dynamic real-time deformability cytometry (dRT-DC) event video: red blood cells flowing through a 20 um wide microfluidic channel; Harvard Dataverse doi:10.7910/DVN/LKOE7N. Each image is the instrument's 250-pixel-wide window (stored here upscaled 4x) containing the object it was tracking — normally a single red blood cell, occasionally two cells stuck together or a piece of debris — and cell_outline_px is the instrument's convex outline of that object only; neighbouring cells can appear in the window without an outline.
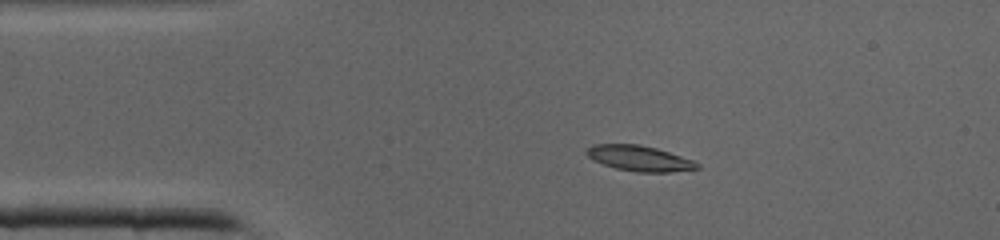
{"species": "common noctule bat (a hibernating species)", "species_latin": "Nyctalus noctula", "temperature_condition": "cold", "stored_images_in_passage": 34, "camera_frame_rate_fps": 3000, "um_per_image_px": 0.085, "animal": {"sex": "male", "body_mass_g": 19.0, "forearm_length_mm": 50.8}, "frame": {"image": 1, "passage_image": 1, "time_ms": 0.0, "image_size_px": [1000, 240], "cell_outline_px": [[700, 168], [668, 172], [636, 172], [616, 168], [604, 164], [588, 156], [588, 148], [592, 144], [636, 144], [656, 148], [692, 160]], "centroid_in_image_um": [54.34, 13.46], "position_along_channel_um": 30.7, "area_um2": 15.9}}
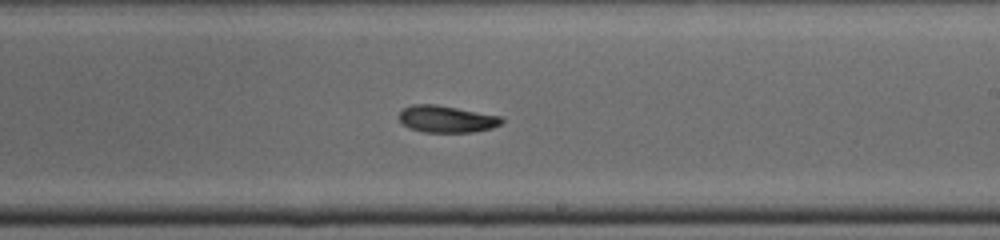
{"frame": {"image": 2, "passage_image": 17, "time_ms": 5.333, "image_size_px": [1000, 240], "cell_outline_px": [[504, 120], [500, 124], [492, 128], [472, 132], [424, 132], [408, 128], [400, 120], [400, 112], [404, 108], [412, 104], [436, 104], [500, 116]], "centroid_in_image_um": [37.95, 10.12], "position_along_channel_um": 251.1, "area_um2": 15.95}}
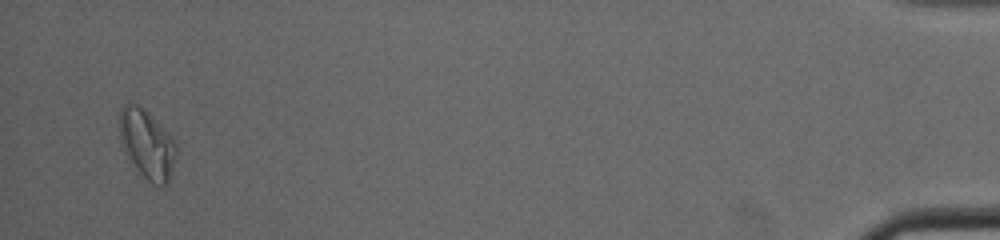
{"frame": {"image": 3, "passage_image": 33, "time_ms": 10.667, "image_size_px": [1000, 240], "cell_outline_px": [[176, 152], [168, 184], [152, 184], [140, 172], [120, 144], [120, 108], [124, 104], [136, 104], [168, 132], [172, 136], [176, 144]], "centroid_in_image_um": [12.5, 12.25], "position_along_channel_um": 422.7, "area_um2": 21.96}}